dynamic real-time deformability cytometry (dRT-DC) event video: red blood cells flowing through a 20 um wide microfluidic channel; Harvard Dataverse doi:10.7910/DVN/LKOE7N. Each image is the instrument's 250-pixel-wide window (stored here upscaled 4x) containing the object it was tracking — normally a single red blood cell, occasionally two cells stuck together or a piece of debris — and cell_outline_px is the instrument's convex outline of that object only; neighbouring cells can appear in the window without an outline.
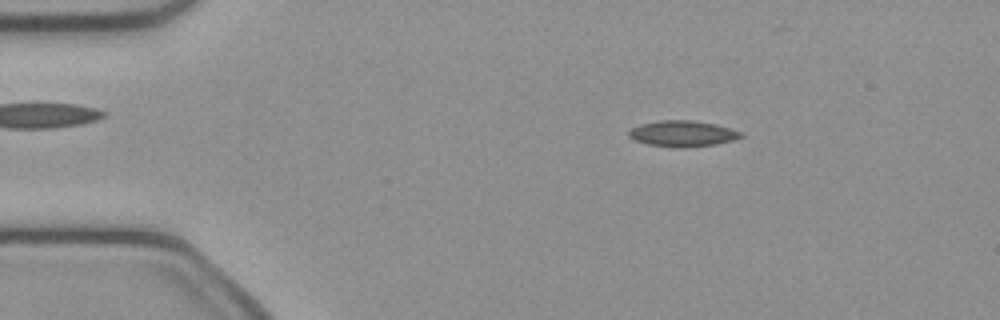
{"species": "common noctule bat (a hibernating species)", "species_latin": "Nyctalus noctula", "temperature_condition": "cold", "stored_images_in_passage": 38, "camera_frame_rate_fps": 3000, "um_per_image_px": 0.085, "animal": {"sex": "female", "body_mass_g": 21.9}, "frame": {"image": 1, "passage_image": 7, "time_ms": 2.0, "image_size_px": [1000, 320], "cell_outline_px": [[744, 136], [736, 140], [716, 144], [684, 148], [680, 148], [648, 144], [636, 140], [628, 136], [628, 132], [632, 128], [640, 124], [660, 120], [692, 120], [716, 124], [744, 132]], "centroid_in_image_um": [58.08, 11.35], "position_along_channel_um": 26.9, "area_um2": 17.11}}
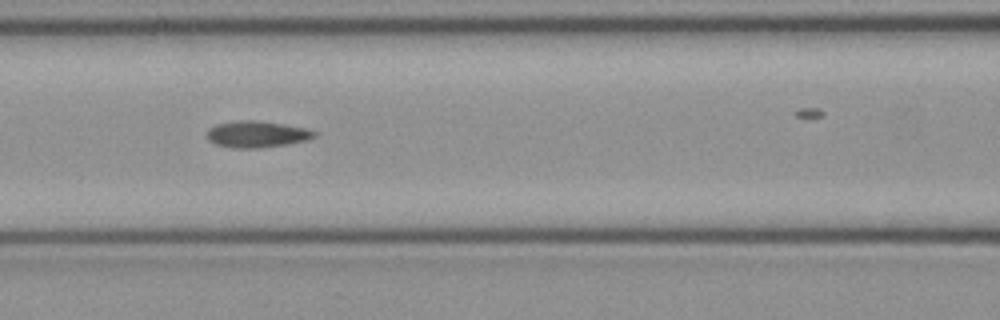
{"frame": {"image": 2, "passage_image": 20, "time_ms": 6.333, "image_size_px": [1000, 320], "cell_outline_px": [[316, 136], [308, 140], [288, 144], [260, 148], [232, 148], [216, 144], [208, 140], [208, 128], [216, 124], [240, 120], [256, 120], [284, 124], [304, 128], [316, 132]], "centroid_in_image_um": [21.83, 11.41], "position_along_channel_um": 144.8, "area_um2": 16.59}}
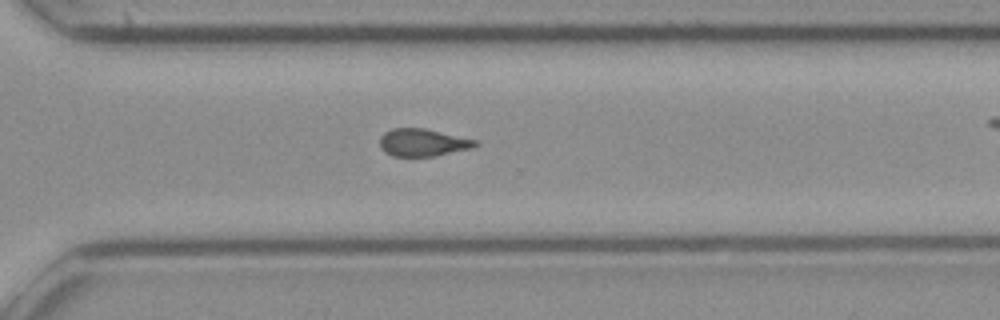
{"frame": {"image": 3, "passage_image": 34, "time_ms": 11.0, "image_size_px": [1000, 320], "cell_outline_px": [[480, 144], [472, 148], [436, 156], [392, 156], [384, 152], [380, 148], [380, 136], [384, 132], [392, 128], [424, 128], [480, 140]], "centroid_in_image_um": [35.97, 12.11], "position_along_channel_um": 334.6, "area_um2": 15.61}}